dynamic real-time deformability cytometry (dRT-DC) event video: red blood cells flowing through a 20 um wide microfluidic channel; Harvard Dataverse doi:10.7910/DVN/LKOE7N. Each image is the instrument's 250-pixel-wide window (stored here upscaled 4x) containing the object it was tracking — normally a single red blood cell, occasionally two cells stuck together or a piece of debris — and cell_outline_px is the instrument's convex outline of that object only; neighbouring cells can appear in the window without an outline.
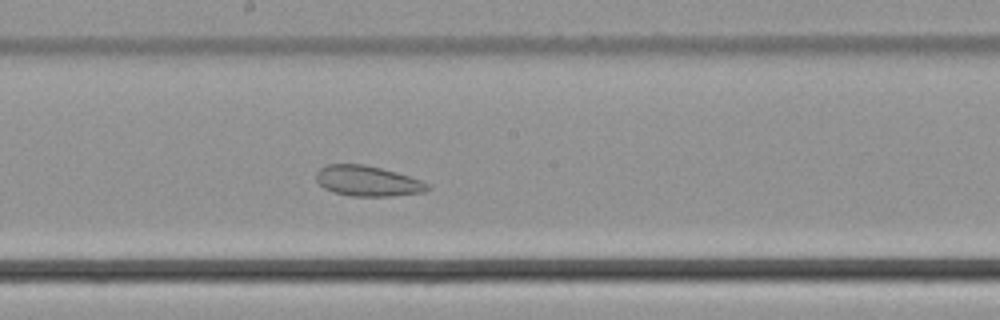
{"species": "common noctule bat (a hibernating species)", "species_latin": "Nyctalus noctula", "temperature_condition": "cold", "stored_images_in_passage": 46, "camera_frame_rate_fps": 3000, "um_per_image_px": 0.085, "animal": {"sex": "male", "body_mass_g": 21.5, "forearm_length_mm": 52.0}, "frame": {"image": 1, "passage_image": 23, "time_ms": 7.333, "image_size_px": [1000, 320], "cell_outline_px": [[432, 188], [424, 192], [392, 196], [352, 196], [336, 192], [324, 188], [316, 180], [316, 172], [320, 168], [328, 164], [364, 164], [396, 172], [432, 184]], "centroid_in_image_um": [31.28, 15.38], "position_along_channel_um": 216.9, "area_um2": 19.71}}
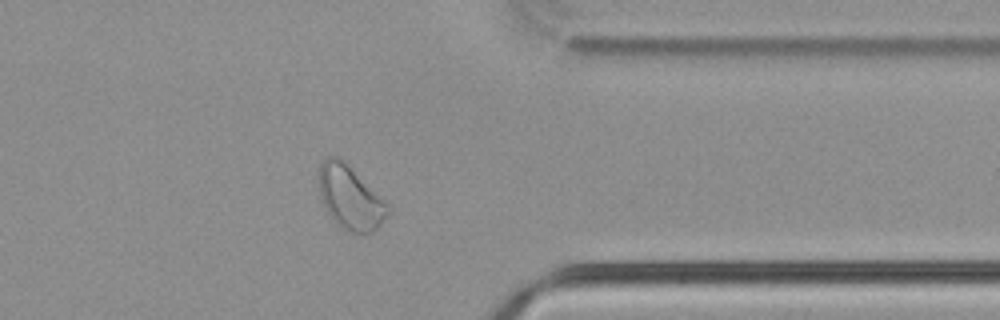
{"frame": {"image": 2, "passage_image": 36, "time_ms": 11.667, "image_size_px": [1000, 320], "cell_outline_px": [[392, 212], [372, 232], [352, 232], [344, 228], [328, 212], [320, 196], [316, 180], [320, 164], [328, 156], [336, 156], [380, 196], [392, 208]], "centroid_in_image_um": [29.75, 16.79], "position_along_channel_um": 381.6, "area_um2": 24.85}}
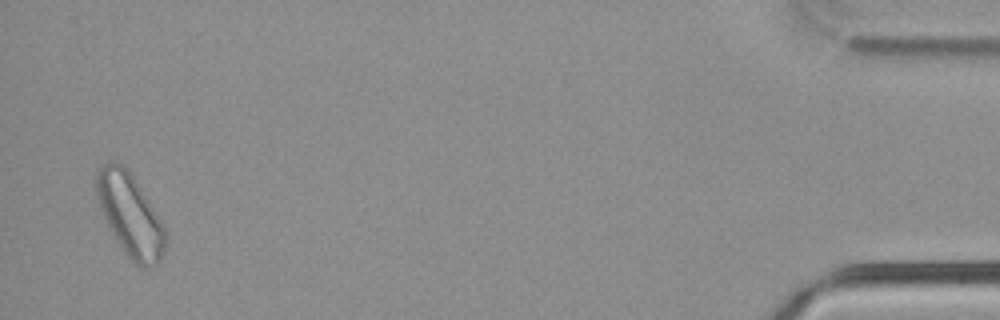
{"frame": {"image": 3, "passage_image": 45, "time_ms": 14.667, "image_size_px": [1000, 320], "cell_outline_px": [[168, 236], [164, 252], [160, 260], [156, 264], [144, 268], [136, 264], [124, 252], [116, 240], [100, 208], [96, 196], [96, 172], [100, 164], [108, 160], [112, 160], [128, 168], [148, 200], [160, 220]], "centroid_in_image_um": [11.04, 18.24], "position_along_channel_um": 424.2, "area_um2": 33.0}}